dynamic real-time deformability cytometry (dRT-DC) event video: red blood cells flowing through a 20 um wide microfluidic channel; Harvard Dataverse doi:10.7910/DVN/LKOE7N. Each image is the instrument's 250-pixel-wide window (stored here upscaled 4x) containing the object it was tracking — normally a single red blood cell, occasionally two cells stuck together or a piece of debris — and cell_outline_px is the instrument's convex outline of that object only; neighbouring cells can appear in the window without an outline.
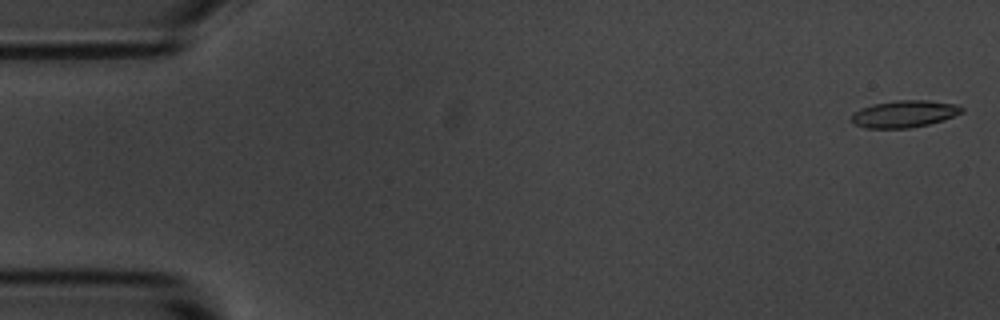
{"species": "common noctule bat (a hibernating species)", "species_latin": "Nyctalus noctula", "temperature_condition": "room temperature", "stored_images_in_passage": 54, "camera_frame_rate_fps": 3000, "um_per_image_px": 0.085, "animal": {"sex": "male", "body_mass_g": 20.1, "forearm_length_mm": 53.5}, "frame": {"image": 1, "passage_image": 1, "time_ms": 0.0, "image_size_px": [1000, 320], "cell_outline_px": [[964, 112], [944, 120], [912, 128], [864, 128], [852, 124], [852, 116], [860, 108], [872, 104], [896, 100], [928, 100], [956, 104], [964, 108]], "centroid_in_image_um": [76.88, 9.68], "position_along_channel_um": 8.1, "area_um2": 17.51}}
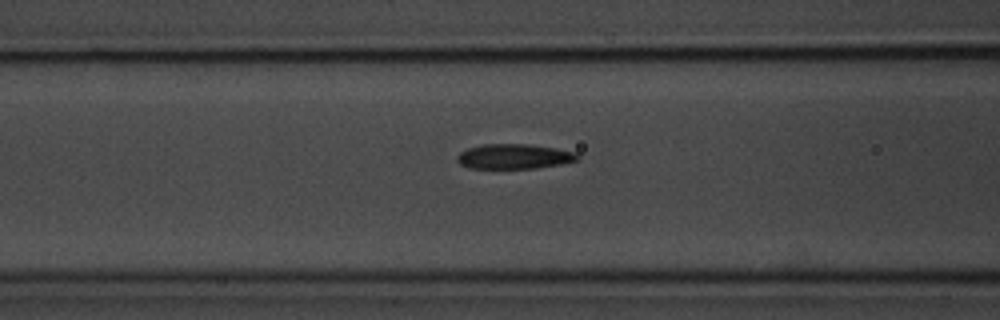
{"frame": {"image": 2, "passage_image": 21, "time_ms": 6.667, "image_size_px": [1000, 320], "cell_outline_px": [[580, 160], [560, 164], [536, 168], [472, 168], [460, 164], [456, 160], [456, 156], [460, 152], [468, 148], [484, 144], [528, 144], [556, 148], [576, 152], [580, 156]], "centroid_in_image_um": [43.72, 13.29], "position_along_channel_um": 122.9, "area_um2": 17.51}}
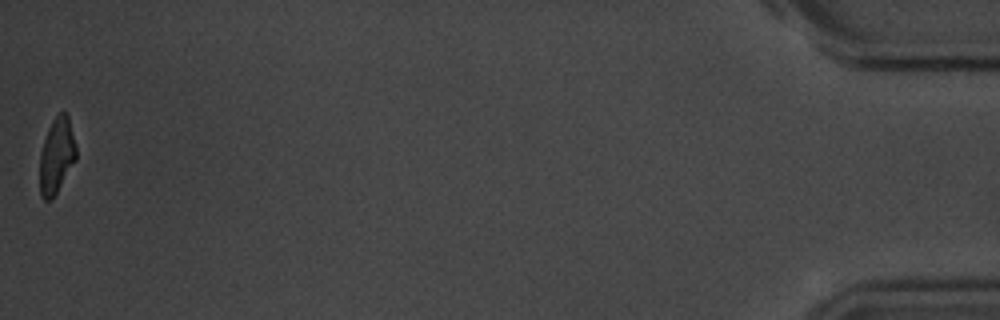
{"frame": {"image": 3, "passage_image": 54, "time_ms": 17.667, "image_size_px": [1000, 320], "cell_outline_px": [[76, 160], [52, 200], [44, 200], [40, 196], [40, 152], [48, 128], [52, 120], [60, 112], [68, 112], [76, 144]], "centroid_in_image_um": [4.82, 13.22], "position_along_channel_um": 430.4, "area_um2": 16.24}, "authors_computed_cell_mechanics": {"area_um2": 17.6579, "velocity_mm_per_s": 3.6773, "shape_relaxation_time_tau1_ms": 3.0747, "shape_relaxation_time_tau2_ms": 2.4934, "deformation_change_tau1": 0.1201, "deformation_change_tau2": 0.088}}